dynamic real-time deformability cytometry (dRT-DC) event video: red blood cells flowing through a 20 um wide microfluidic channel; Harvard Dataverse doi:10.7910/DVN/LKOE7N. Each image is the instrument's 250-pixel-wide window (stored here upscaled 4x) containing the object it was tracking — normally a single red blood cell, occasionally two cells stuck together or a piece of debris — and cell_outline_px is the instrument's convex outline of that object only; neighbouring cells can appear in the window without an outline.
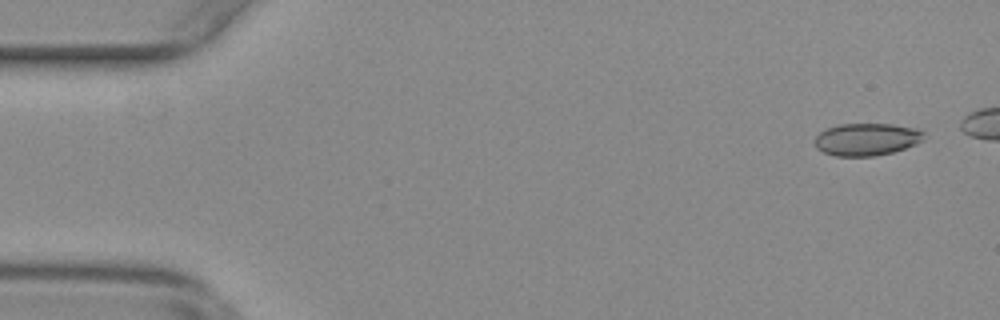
{"species": "common noctule bat (a hibernating species)", "species_latin": "Nyctalus noctula", "temperature_condition": "warm", "stored_images_in_passage": 19, "camera_frame_rate_fps": 3000, "um_per_image_px": 0.085, "animal": {"sex": "female", "body_mass_g": 29.2, "forearm_length_mm": 56.3}, "frame": {"image": 1, "passage_image": 3, "time_ms": 0.667, "image_size_px": [1000, 320], "cell_outline_px": [[928, 136], [924, 140], [916, 144], [892, 152], [872, 156], [836, 156], [824, 152], [816, 148], [816, 136], [820, 132], [836, 124], [892, 124], [916, 128], [924, 132]], "centroid_in_image_um": [73.71, 11.83], "position_along_channel_um": 11.3, "area_um2": 20.63}}
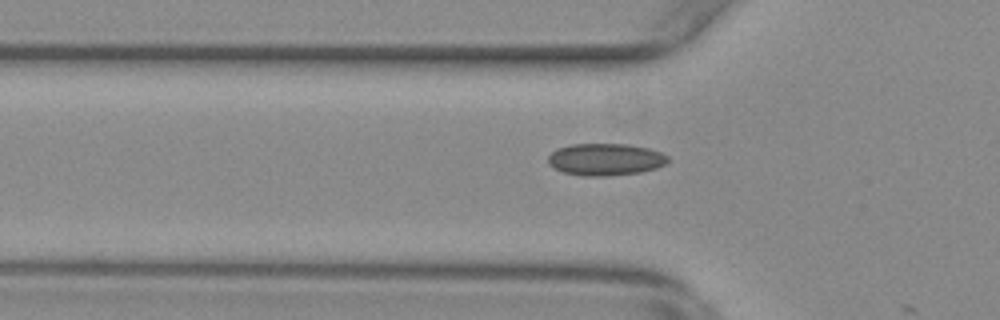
{"frame": {"image": 2, "passage_image": 18, "time_ms": 5.667, "image_size_px": [1000, 320], "cell_outline_px": [[668, 160], [664, 164], [656, 168], [640, 172], [604, 176], [584, 176], [564, 172], [552, 168], [548, 164], [548, 156], [556, 148], [572, 144], [628, 144], [648, 148], [660, 152], [668, 156]], "centroid_in_image_um": [51.42, 13.54], "position_along_channel_um": 74.4, "area_um2": 22.37}}